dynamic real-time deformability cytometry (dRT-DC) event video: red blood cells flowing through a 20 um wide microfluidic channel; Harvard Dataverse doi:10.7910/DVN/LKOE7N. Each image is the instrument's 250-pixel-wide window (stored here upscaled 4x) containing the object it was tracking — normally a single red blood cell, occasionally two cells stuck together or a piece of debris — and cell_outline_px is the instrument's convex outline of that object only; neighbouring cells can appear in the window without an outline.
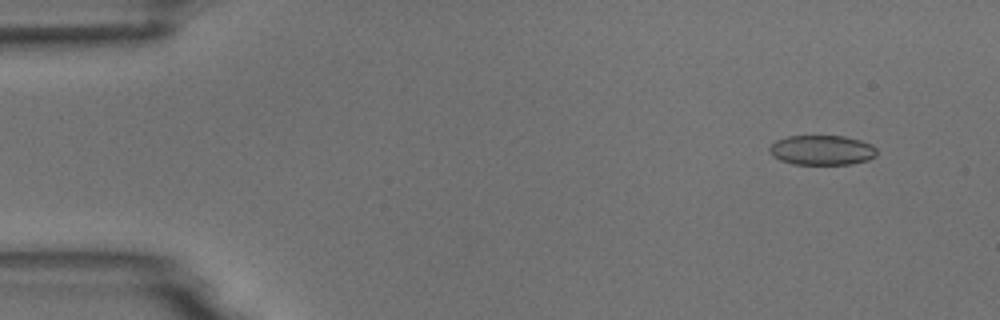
{"species": "common noctule bat (a hibernating species)", "species_latin": "Nyctalus noctula", "temperature_condition": "room temperature", "stored_images_in_passage": 6, "camera_frame_rate_fps": 3000, "um_per_image_px": 0.085, "animal": {"sex": "male", "body_mass_g": 18.8}, "frame": {"image": 1, "passage_image": 2, "time_ms": 1.333, "image_size_px": [1000, 320], "cell_outline_px": [[876, 156], [868, 160], [852, 164], [792, 164], [780, 160], [772, 156], [768, 152], [768, 148], [776, 140], [788, 136], [844, 136], [860, 140], [872, 144], [876, 148]], "centroid_in_image_um": [69.85, 12.76], "position_along_channel_um": 15.1, "area_um2": 18.79}}
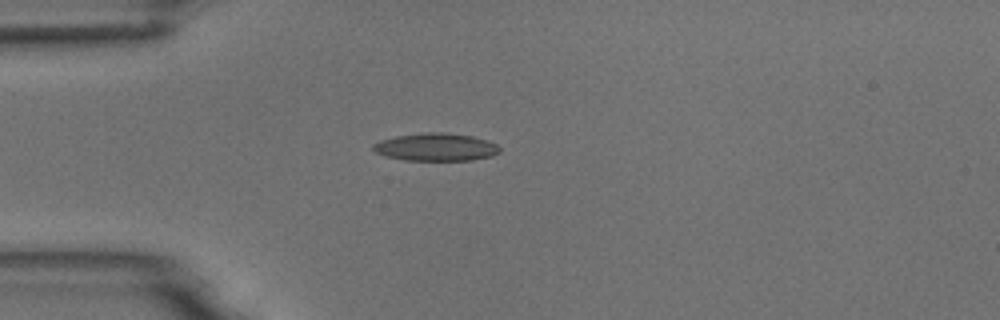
{"frame": {"image": 2, "passage_image": 5, "time_ms": 4.667, "image_size_px": [1000, 320], "cell_outline_px": [[500, 152], [492, 156], [472, 160], [404, 160], [384, 156], [376, 152], [372, 148], [372, 144], [380, 140], [396, 136], [428, 132], [444, 132], [472, 136], [488, 140], [496, 144], [500, 148]], "centroid_in_image_um": [37.05, 12.5], "position_along_channel_um": 47.9, "area_um2": 20.52}}